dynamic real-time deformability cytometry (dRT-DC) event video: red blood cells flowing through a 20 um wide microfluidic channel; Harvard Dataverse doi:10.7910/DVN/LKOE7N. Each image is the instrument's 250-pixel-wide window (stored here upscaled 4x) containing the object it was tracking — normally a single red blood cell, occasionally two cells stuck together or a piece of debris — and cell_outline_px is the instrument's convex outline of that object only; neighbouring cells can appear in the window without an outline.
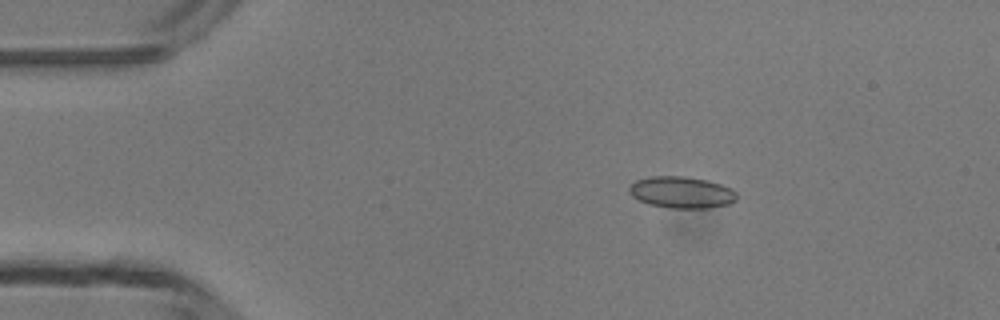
{"species": "common noctule bat (a hibernating species)", "species_latin": "Nyctalus noctula", "temperature_condition": "room temperature", "stored_images_in_passage": 49, "camera_frame_rate_fps": 3000, "um_per_image_px": 0.085, "animal": {"sex": "male", "body_mass_g": 13.3}, "frame": {"image": 1, "passage_image": 9, "time_ms": 2.667, "image_size_px": [1000, 320], "cell_outline_px": [[736, 200], [728, 204], [708, 208], [668, 208], [648, 204], [632, 196], [628, 192], [628, 188], [636, 180], [652, 176], [684, 176], [708, 180], [732, 188], [736, 192]], "centroid_in_image_um": [57.93, 16.35], "position_along_channel_um": 27.1, "area_um2": 19.88}}
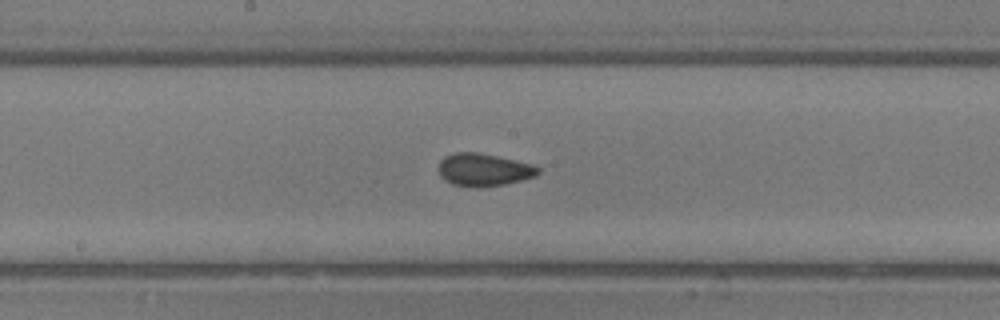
{"frame": {"image": 2, "passage_image": 26, "time_ms": 8.333, "image_size_px": [1000, 320], "cell_outline_px": [[540, 172], [536, 176], [504, 184], [480, 188], [472, 188], [452, 184], [444, 180], [440, 176], [440, 160], [444, 156], [456, 152], [476, 152], [496, 156], [532, 164], [540, 168]], "centroid_in_image_um": [41.1, 14.44], "position_along_channel_um": 207.1, "area_um2": 18.96}}
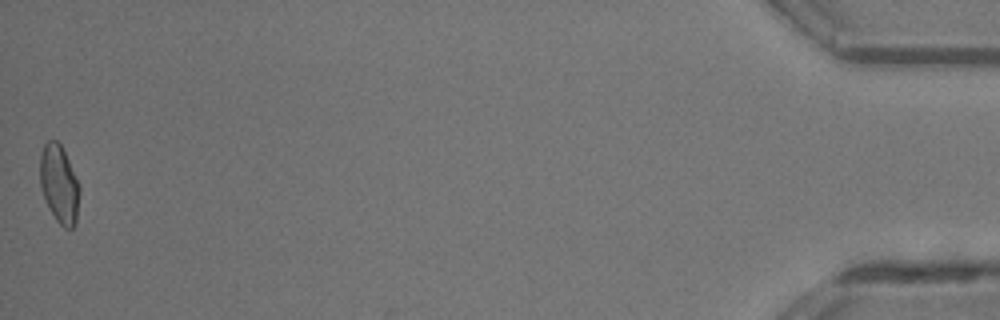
{"frame": {"image": 3, "passage_image": 49, "time_ms": 16.0, "image_size_px": [1000, 320], "cell_outline_px": [[80, 192], [76, 224], [72, 228], [64, 228], [56, 220], [48, 208], [40, 184], [40, 156], [44, 144], [48, 140], [56, 140], [60, 144], [68, 160], [80, 188]], "centroid_in_image_um": [5.03, 15.68], "position_along_channel_um": 430.2, "area_um2": 17.86}, "authors_computed_cell_mechanics": {"area_um2": 18.3804, "velocity_mm_per_s": 4.2437, "shape_relaxation_time_tau1_ms": null, "shape_relaxation_time_tau2_ms": 1.2882, "deformation_change_tau1": null, "deformation_change_tau2": 0.0663}}